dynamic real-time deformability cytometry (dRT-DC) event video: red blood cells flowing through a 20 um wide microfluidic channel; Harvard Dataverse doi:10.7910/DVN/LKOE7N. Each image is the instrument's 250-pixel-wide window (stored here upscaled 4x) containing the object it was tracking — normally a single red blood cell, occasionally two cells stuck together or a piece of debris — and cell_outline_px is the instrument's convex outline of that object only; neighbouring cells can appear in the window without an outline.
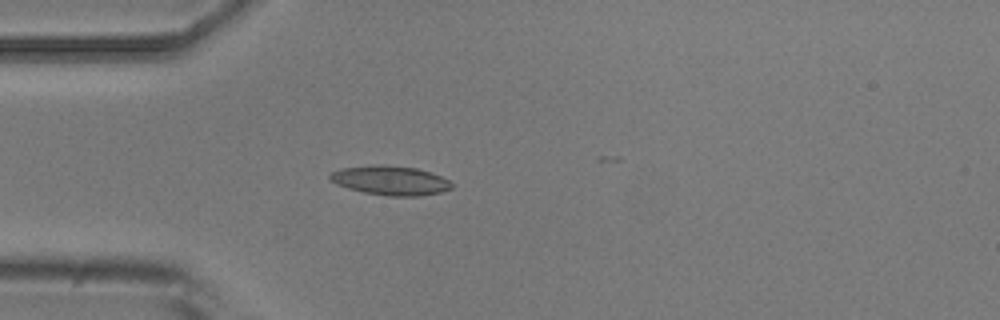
{"species": "common noctule bat (a hibernating species)", "species_latin": "Nyctalus noctula", "temperature_condition": "room temperature", "stored_images_in_passage": 4, "camera_frame_rate_fps": 3000, "um_per_image_px": 0.085, "animal": {"sex": "male", "body_mass_g": 20.5, "forearm_length_mm": 52.5}, "frame": {"image": 1, "passage_image": 4, "time_ms": 4.0, "image_size_px": [1000, 320], "cell_outline_px": [[452, 188], [440, 192], [420, 196], [388, 196], [364, 192], [348, 188], [336, 184], [328, 176], [332, 172], [344, 168], [384, 164], [416, 168], [440, 176], [448, 180], [452, 184]], "centroid_in_image_um": [33.19, 15.34], "position_along_channel_um": 51.8, "area_um2": 20.46}}